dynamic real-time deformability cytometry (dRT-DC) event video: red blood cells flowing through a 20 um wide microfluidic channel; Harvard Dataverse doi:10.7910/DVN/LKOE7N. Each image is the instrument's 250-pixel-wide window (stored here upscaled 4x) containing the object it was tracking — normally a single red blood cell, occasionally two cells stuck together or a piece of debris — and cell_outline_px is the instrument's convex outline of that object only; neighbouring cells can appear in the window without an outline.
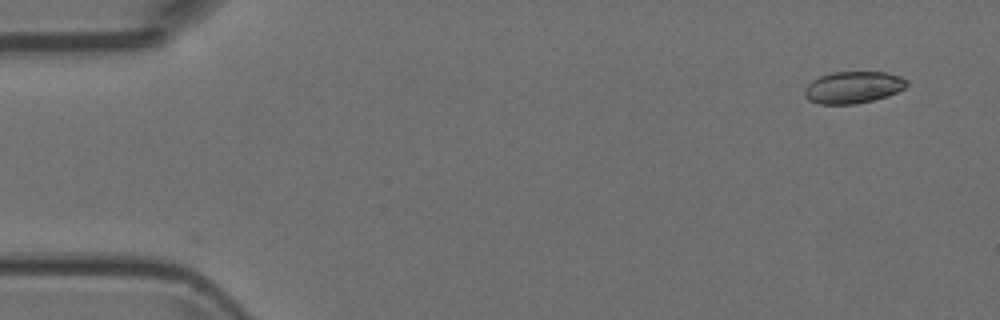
{"species": "Egyptian fruit bat (a non-hibernating species)", "species_latin": "Rousettus aegyptiacus", "temperature_condition": "room temperature", "stored_images_in_passage": 8, "camera_frame_rate_fps": 3000, "um_per_image_px": 0.085, "animal": {"sex": "female"}, "frame": {"image": 1, "passage_image": 1, "time_ms": 0.0, "image_size_px": [1000, 320], "cell_outline_px": [[908, 84], [904, 88], [888, 96], [856, 104], [820, 104], [808, 100], [804, 96], [804, 88], [812, 80], [820, 76], [832, 72], [888, 72], [900, 76], [908, 80]], "centroid_in_image_um": [72.51, 7.42], "position_along_channel_um": 12.5, "area_um2": 19.13}}
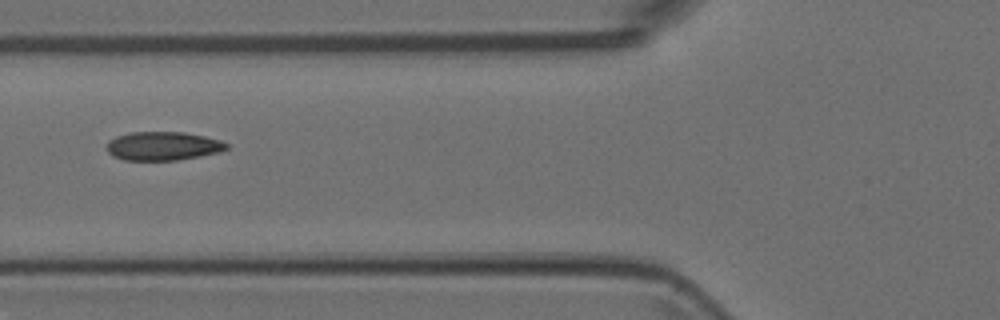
{"frame": {"image": 2, "passage_image": 6, "time_ms": 1.667, "image_size_px": [1000, 320], "cell_outline_px": [[228, 148], [220, 152], [200, 156], [176, 160], [124, 160], [112, 156], [108, 152], [108, 140], [116, 136], [128, 132], [184, 132], [204, 136], [220, 140], [228, 144]], "centroid_in_image_um": [13.84, 12.41], "position_along_channel_um": 112.0, "area_um2": 20.06}}
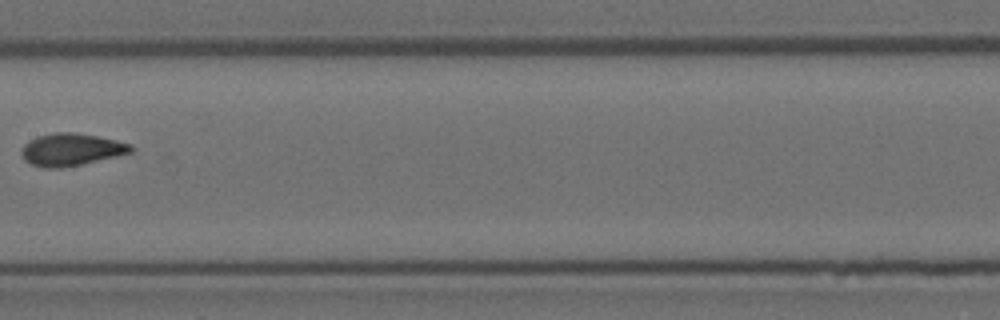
{"frame": {"image": 3, "passage_image": 8, "time_ms": 2.333, "image_size_px": [1000, 320], "cell_outline_px": [[136, 148], [132, 152], [116, 156], [80, 164], [60, 168], [44, 168], [32, 164], [24, 160], [20, 152], [24, 144], [28, 140], [36, 136], [56, 132], [72, 132], [96, 136], [116, 140], [132, 144]], "centroid_in_image_um": [6.04, 12.7], "position_along_channel_um": 201.4, "area_um2": 20.63}}